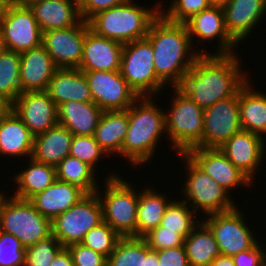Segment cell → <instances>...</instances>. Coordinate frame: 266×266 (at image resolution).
I'll return each mask as SVG.
<instances>
[{"label": "cell", "instance_id": "6da1fadb", "mask_svg": "<svg viewBox=\"0 0 266 266\" xmlns=\"http://www.w3.org/2000/svg\"><path fill=\"white\" fill-rule=\"evenodd\" d=\"M240 64L236 54H201L172 88L174 93L192 99L204 110L234 96L250 79Z\"/></svg>", "mask_w": 266, "mask_h": 266}, {"label": "cell", "instance_id": "7a4b0ae2", "mask_svg": "<svg viewBox=\"0 0 266 266\" xmlns=\"http://www.w3.org/2000/svg\"><path fill=\"white\" fill-rule=\"evenodd\" d=\"M146 38L154 50L155 72L167 85L188 72L201 54H210L204 48L191 50L194 46L185 23L170 22L161 14L152 22Z\"/></svg>", "mask_w": 266, "mask_h": 266}, {"label": "cell", "instance_id": "3957f363", "mask_svg": "<svg viewBox=\"0 0 266 266\" xmlns=\"http://www.w3.org/2000/svg\"><path fill=\"white\" fill-rule=\"evenodd\" d=\"M127 111L129 124L121 156L134 166L144 165L154 158L156 145L166 134L165 111L157 107L152 97H139Z\"/></svg>", "mask_w": 266, "mask_h": 266}, {"label": "cell", "instance_id": "277c9868", "mask_svg": "<svg viewBox=\"0 0 266 266\" xmlns=\"http://www.w3.org/2000/svg\"><path fill=\"white\" fill-rule=\"evenodd\" d=\"M156 5L149 10L127 0L96 13L87 22L95 34L124 45L146 38L152 22L160 15V5Z\"/></svg>", "mask_w": 266, "mask_h": 266}, {"label": "cell", "instance_id": "5b68a950", "mask_svg": "<svg viewBox=\"0 0 266 266\" xmlns=\"http://www.w3.org/2000/svg\"><path fill=\"white\" fill-rule=\"evenodd\" d=\"M109 175L104 180L105 192L101 193L100 189L96 191L102 205L103 221L121 237L137 238L139 192L132 182L120 178L119 174L111 172Z\"/></svg>", "mask_w": 266, "mask_h": 266}, {"label": "cell", "instance_id": "8992f818", "mask_svg": "<svg viewBox=\"0 0 266 266\" xmlns=\"http://www.w3.org/2000/svg\"><path fill=\"white\" fill-rule=\"evenodd\" d=\"M4 194L0 191L1 231L15 236L25 248L52 234L51 220L39 213L29 200Z\"/></svg>", "mask_w": 266, "mask_h": 266}, {"label": "cell", "instance_id": "52a82bcc", "mask_svg": "<svg viewBox=\"0 0 266 266\" xmlns=\"http://www.w3.org/2000/svg\"><path fill=\"white\" fill-rule=\"evenodd\" d=\"M174 95L171 110L165 111L166 135L175 152L186 153L191 148L202 147L204 110L192 99Z\"/></svg>", "mask_w": 266, "mask_h": 266}, {"label": "cell", "instance_id": "ba28073f", "mask_svg": "<svg viewBox=\"0 0 266 266\" xmlns=\"http://www.w3.org/2000/svg\"><path fill=\"white\" fill-rule=\"evenodd\" d=\"M153 47L147 38L123 45L120 72L139 97H152L165 84L156 74Z\"/></svg>", "mask_w": 266, "mask_h": 266}, {"label": "cell", "instance_id": "9c48e42d", "mask_svg": "<svg viewBox=\"0 0 266 266\" xmlns=\"http://www.w3.org/2000/svg\"><path fill=\"white\" fill-rule=\"evenodd\" d=\"M187 167L186 181L182 194L185 201L195 212L206 214L223 213L237 205L223 187L201 170L185 153H179ZM191 202V203H190Z\"/></svg>", "mask_w": 266, "mask_h": 266}, {"label": "cell", "instance_id": "30bf717a", "mask_svg": "<svg viewBox=\"0 0 266 266\" xmlns=\"http://www.w3.org/2000/svg\"><path fill=\"white\" fill-rule=\"evenodd\" d=\"M103 222V210L96 193L86 194L80 201L51 221L52 235L63 247L81 243L93 227Z\"/></svg>", "mask_w": 266, "mask_h": 266}, {"label": "cell", "instance_id": "8fae6325", "mask_svg": "<svg viewBox=\"0 0 266 266\" xmlns=\"http://www.w3.org/2000/svg\"><path fill=\"white\" fill-rule=\"evenodd\" d=\"M223 212L204 215L203 220L212 230L220 255L233 256L241 251L253 248L257 243L254 234L249 229L243 213L237 209Z\"/></svg>", "mask_w": 266, "mask_h": 266}, {"label": "cell", "instance_id": "7c38bea8", "mask_svg": "<svg viewBox=\"0 0 266 266\" xmlns=\"http://www.w3.org/2000/svg\"><path fill=\"white\" fill-rule=\"evenodd\" d=\"M0 38L4 49L22 53L42 45V31L29 7H5L1 16Z\"/></svg>", "mask_w": 266, "mask_h": 266}, {"label": "cell", "instance_id": "4fadbf2b", "mask_svg": "<svg viewBox=\"0 0 266 266\" xmlns=\"http://www.w3.org/2000/svg\"><path fill=\"white\" fill-rule=\"evenodd\" d=\"M92 101L102 111L127 110L139 96L120 71H83Z\"/></svg>", "mask_w": 266, "mask_h": 266}, {"label": "cell", "instance_id": "5bb4252c", "mask_svg": "<svg viewBox=\"0 0 266 266\" xmlns=\"http://www.w3.org/2000/svg\"><path fill=\"white\" fill-rule=\"evenodd\" d=\"M241 130L239 91L204 109L202 147L219 148Z\"/></svg>", "mask_w": 266, "mask_h": 266}, {"label": "cell", "instance_id": "9a60e30c", "mask_svg": "<svg viewBox=\"0 0 266 266\" xmlns=\"http://www.w3.org/2000/svg\"><path fill=\"white\" fill-rule=\"evenodd\" d=\"M86 21L76 26L42 33V46L58 68H79L83 57Z\"/></svg>", "mask_w": 266, "mask_h": 266}, {"label": "cell", "instance_id": "2e32d148", "mask_svg": "<svg viewBox=\"0 0 266 266\" xmlns=\"http://www.w3.org/2000/svg\"><path fill=\"white\" fill-rule=\"evenodd\" d=\"M33 136L58 125L57 106L46 91L21 93L10 105Z\"/></svg>", "mask_w": 266, "mask_h": 266}, {"label": "cell", "instance_id": "e0dca14e", "mask_svg": "<svg viewBox=\"0 0 266 266\" xmlns=\"http://www.w3.org/2000/svg\"><path fill=\"white\" fill-rule=\"evenodd\" d=\"M185 154L228 193L241 184L245 187L253 185L219 148L196 147Z\"/></svg>", "mask_w": 266, "mask_h": 266}, {"label": "cell", "instance_id": "ac0fdd59", "mask_svg": "<svg viewBox=\"0 0 266 266\" xmlns=\"http://www.w3.org/2000/svg\"><path fill=\"white\" fill-rule=\"evenodd\" d=\"M265 141L259 135L241 130L228 139L219 149L253 182L255 180L253 179L254 175L259 172L257 169L265 158Z\"/></svg>", "mask_w": 266, "mask_h": 266}, {"label": "cell", "instance_id": "d6986e66", "mask_svg": "<svg viewBox=\"0 0 266 266\" xmlns=\"http://www.w3.org/2000/svg\"><path fill=\"white\" fill-rule=\"evenodd\" d=\"M192 45L195 38L200 40L218 41V49L213 54H235L234 48L237 42L229 35L224 20V13L221 7L211 6L198 14L193 15L185 22ZM220 41V42H219Z\"/></svg>", "mask_w": 266, "mask_h": 266}, {"label": "cell", "instance_id": "ffe728a7", "mask_svg": "<svg viewBox=\"0 0 266 266\" xmlns=\"http://www.w3.org/2000/svg\"><path fill=\"white\" fill-rule=\"evenodd\" d=\"M123 44L99 36L90 30L86 21L81 71H120Z\"/></svg>", "mask_w": 266, "mask_h": 266}, {"label": "cell", "instance_id": "44dd1931", "mask_svg": "<svg viewBox=\"0 0 266 266\" xmlns=\"http://www.w3.org/2000/svg\"><path fill=\"white\" fill-rule=\"evenodd\" d=\"M225 27L229 35L239 44L266 14L265 0H232L223 7ZM263 16V17H262Z\"/></svg>", "mask_w": 266, "mask_h": 266}, {"label": "cell", "instance_id": "7402d4cb", "mask_svg": "<svg viewBox=\"0 0 266 266\" xmlns=\"http://www.w3.org/2000/svg\"><path fill=\"white\" fill-rule=\"evenodd\" d=\"M21 93L29 91H46L50 79L58 67L41 45L20 53Z\"/></svg>", "mask_w": 266, "mask_h": 266}, {"label": "cell", "instance_id": "603a6c76", "mask_svg": "<svg viewBox=\"0 0 266 266\" xmlns=\"http://www.w3.org/2000/svg\"><path fill=\"white\" fill-rule=\"evenodd\" d=\"M86 193L78 186L56 179L45 190L29 199L35 209L51 221L69 210Z\"/></svg>", "mask_w": 266, "mask_h": 266}, {"label": "cell", "instance_id": "cb8c5ba5", "mask_svg": "<svg viewBox=\"0 0 266 266\" xmlns=\"http://www.w3.org/2000/svg\"><path fill=\"white\" fill-rule=\"evenodd\" d=\"M42 31L76 26L81 20L79 0H42L29 6Z\"/></svg>", "mask_w": 266, "mask_h": 266}, {"label": "cell", "instance_id": "d4e9b609", "mask_svg": "<svg viewBox=\"0 0 266 266\" xmlns=\"http://www.w3.org/2000/svg\"><path fill=\"white\" fill-rule=\"evenodd\" d=\"M46 92L57 107L68 101L93 102L84 72L78 68H58Z\"/></svg>", "mask_w": 266, "mask_h": 266}, {"label": "cell", "instance_id": "484cf974", "mask_svg": "<svg viewBox=\"0 0 266 266\" xmlns=\"http://www.w3.org/2000/svg\"><path fill=\"white\" fill-rule=\"evenodd\" d=\"M34 136L10 107L0 119V155L32 157Z\"/></svg>", "mask_w": 266, "mask_h": 266}, {"label": "cell", "instance_id": "4316f807", "mask_svg": "<svg viewBox=\"0 0 266 266\" xmlns=\"http://www.w3.org/2000/svg\"><path fill=\"white\" fill-rule=\"evenodd\" d=\"M58 124L76 136H94L103 111L93 102L68 101L57 107Z\"/></svg>", "mask_w": 266, "mask_h": 266}, {"label": "cell", "instance_id": "83f0119b", "mask_svg": "<svg viewBox=\"0 0 266 266\" xmlns=\"http://www.w3.org/2000/svg\"><path fill=\"white\" fill-rule=\"evenodd\" d=\"M72 139L73 134L58 124L34 136L32 158L37 162L56 167L69 156Z\"/></svg>", "mask_w": 266, "mask_h": 266}, {"label": "cell", "instance_id": "f1b7e54d", "mask_svg": "<svg viewBox=\"0 0 266 266\" xmlns=\"http://www.w3.org/2000/svg\"><path fill=\"white\" fill-rule=\"evenodd\" d=\"M250 79L239 90L240 123L242 130L266 136V93L255 91Z\"/></svg>", "mask_w": 266, "mask_h": 266}, {"label": "cell", "instance_id": "f546056e", "mask_svg": "<svg viewBox=\"0 0 266 266\" xmlns=\"http://www.w3.org/2000/svg\"><path fill=\"white\" fill-rule=\"evenodd\" d=\"M128 124L127 110L103 111L94 137L108 157L111 153L112 155L119 154L121 156Z\"/></svg>", "mask_w": 266, "mask_h": 266}, {"label": "cell", "instance_id": "4dcf8cb0", "mask_svg": "<svg viewBox=\"0 0 266 266\" xmlns=\"http://www.w3.org/2000/svg\"><path fill=\"white\" fill-rule=\"evenodd\" d=\"M28 168L18 172L14 179L17 187L12 196L29 200L35 194L45 190L56 180V167L40 163L32 157L28 159Z\"/></svg>", "mask_w": 266, "mask_h": 266}, {"label": "cell", "instance_id": "1f68e13d", "mask_svg": "<svg viewBox=\"0 0 266 266\" xmlns=\"http://www.w3.org/2000/svg\"><path fill=\"white\" fill-rule=\"evenodd\" d=\"M184 247L189 266H209L220 255L212 230L202 220L185 238Z\"/></svg>", "mask_w": 266, "mask_h": 266}, {"label": "cell", "instance_id": "d6a6232c", "mask_svg": "<svg viewBox=\"0 0 266 266\" xmlns=\"http://www.w3.org/2000/svg\"><path fill=\"white\" fill-rule=\"evenodd\" d=\"M170 202L171 200H168L165 194L158 193L153 187L140 191L137 206V238H142L149 231L160 226Z\"/></svg>", "mask_w": 266, "mask_h": 266}, {"label": "cell", "instance_id": "836d02e7", "mask_svg": "<svg viewBox=\"0 0 266 266\" xmlns=\"http://www.w3.org/2000/svg\"><path fill=\"white\" fill-rule=\"evenodd\" d=\"M94 173L91 166L70 155L56 166V179L76 185L86 194L96 193L99 188Z\"/></svg>", "mask_w": 266, "mask_h": 266}, {"label": "cell", "instance_id": "e575fe53", "mask_svg": "<svg viewBox=\"0 0 266 266\" xmlns=\"http://www.w3.org/2000/svg\"><path fill=\"white\" fill-rule=\"evenodd\" d=\"M18 52L3 49L0 53V99L9 106L21 94Z\"/></svg>", "mask_w": 266, "mask_h": 266}, {"label": "cell", "instance_id": "d590c367", "mask_svg": "<svg viewBox=\"0 0 266 266\" xmlns=\"http://www.w3.org/2000/svg\"><path fill=\"white\" fill-rule=\"evenodd\" d=\"M107 266H146V242L142 238L122 237L107 258Z\"/></svg>", "mask_w": 266, "mask_h": 266}, {"label": "cell", "instance_id": "8d00e7d4", "mask_svg": "<svg viewBox=\"0 0 266 266\" xmlns=\"http://www.w3.org/2000/svg\"><path fill=\"white\" fill-rule=\"evenodd\" d=\"M185 201H171L167 206L160 226L164 230L175 231L186 238L201 221L194 218L196 212Z\"/></svg>", "mask_w": 266, "mask_h": 266}, {"label": "cell", "instance_id": "74e56055", "mask_svg": "<svg viewBox=\"0 0 266 266\" xmlns=\"http://www.w3.org/2000/svg\"><path fill=\"white\" fill-rule=\"evenodd\" d=\"M121 238L115 230L103 221L86 233L81 244L108 258Z\"/></svg>", "mask_w": 266, "mask_h": 266}, {"label": "cell", "instance_id": "f35d334b", "mask_svg": "<svg viewBox=\"0 0 266 266\" xmlns=\"http://www.w3.org/2000/svg\"><path fill=\"white\" fill-rule=\"evenodd\" d=\"M63 248L51 234L38 243L26 247L24 266H51L57 253Z\"/></svg>", "mask_w": 266, "mask_h": 266}, {"label": "cell", "instance_id": "ab89813d", "mask_svg": "<svg viewBox=\"0 0 266 266\" xmlns=\"http://www.w3.org/2000/svg\"><path fill=\"white\" fill-rule=\"evenodd\" d=\"M211 6L210 0H172L166 10L160 4V14L170 22L185 23L193 15Z\"/></svg>", "mask_w": 266, "mask_h": 266}, {"label": "cell", "instance_id": "60d3db41", "mask_svg": "<svg viewBox=\"0 0 266 266\" xmlns=\"http://www.w3.org/2000/svg\"><path fill=\"white\" fill-rule=\"evenodd\" d=\"M69 155L78 158L96 170L97 162L103 156H107V153L100 147L94 136L73 135Z\"/></svg>", "mask_w": 266, "mask_h": 266}, {"label": "cell", "instance_id": "b9f144b4", "mask_svg": "<svg viewBox=\"0 0 266 266\" xmlns=\"http://www.w3.org/2000/svg\"><path fill=\"white\" fill-rule=\"evenodd\" d=\"M25 246L12 234L0 230V266H24Z\"/></svg>", "mask_w": 266, "mask_h": 266}, {"label": "cell", "instance_id": "7bdbcfd3", "mask_svg": "<svg viewBox=\"0 0 266 266\" xmlns=\"http://www.w3.org/2000/svg\"><path fill=\"white\" fill-rule=\"evenodd\" d=\"M142 239L150 249L155 251L184 246L185 240L182 235L175 231L164 230L161 226L149 231Z\"/></svg>", "mask_w": 266, "mask_h": 266}, {"label": "cell", "instance_id": "ee69618b", "mask_svg": "<svg viewBox=\"0 0 266 266\" xmlns=\"http://www.w3.org/2000/svg\"><path fill=\"white\" fill-rule=\"evenodd\" d=\"M71 253L74 266H107V257L93 251L81 243L67 247Z\"/></svg>", "mask_w": 266, "mask_h": 266}, {"label": "cell", "instance_id": "f6af8a7d", "mask_svg": "<svg viewBox=\"0 0 266 266\" xmlns=\"http://www.w3.org/2000/svg\"><path fill=\"white\" fill-rule=\"evenodd\" d=\"M127 0H79V12L82 20L88 21L96 13L121 5Z\"/></svg>", "mask_w": 266, "mask_h": 266}, {"label": "cell", "instance_id": "bcb514c9", "mask_svg": "<svg viewBox=\"0 0 266 266\" xmlns=\"http://www.w3.org/2000/svg\"><path fill=\"white\" fill-rule=\"evenodd\" d=\"M261 242L257 243L253 248L241 251L232 256L235 266H263L266 255V247ZM265 249V250H264Z\"/></svg>", "mask_w": 266, "mask_h": 266}, {"label": "cell", "instance_id": "7dc6e473", "mask_svg": "<svg viewBox=\"0 0 266 266\" xmlns=\"http://www.w3.org/2000/svg\"><path fill=\"white\" fill-rule=\"evenodd\" d=\"M159 266H189L184 246L157 251Z\"/></svg>", "mask_w": 266, "mask_h": 266}, {"label": "cell", "instance_id": "c3c4849f", "mask_svg": "<svg viewBox=\"0 0 266 266\" xmlns=\"http://www.w3.org/2000/svg\"><path fill=\"white\" fill-rule=\"evenodd\" d=\"M51 266H74L71 253L67 247H63L57 253Z\"/></svg>", "mask_w": 266, "mask_h": 266}, {"label": "cell", "instance_id": "681fc988", "mask_svg": "<svg viewBox=\"0 0 266 266\" xmlns=\"http://www.w3.org/2000/svg\"><path fill=\"white\" fill-rule=\"evenodd\" d=\"M209 266H235L232 256H217Z\"/></svg>", "mask_w": 266, "mask_h": 266}, {"label": "cell", "instance_id": "f907efd6", "mask_svg": "<svg viewBox=\"0 0 266 266\" xmlns=\"http://www.w3.org/2000/svg\"><path fill=\"white\" fill-rule=\"evenodd\" d=\"M146 266H159L157 251L150 249L146 244Z\"/></svg>", "mask_w": 266, "mask_h": 266}, {"label": "cell", "instance_id": "816d5d0a", "mask_svg": "<svg viewBox=\"0 0 266 266\" xmlns=\"http://www.w3.org/2000/svg\"><path fill=\"white\" fill-rule=\"evenodd\" d=\"M39 1L42 0H15V5L29 7Z\"/></svg>", "mask_w": 266, "mask_h": 266}, {"label": "cell", "instance_id": "f5cc1de1", "mask_svg": "<svg viewBox=\"0 0 266 266\" xmlns=\"http://www.w3.org/2000/svg\"><path fill=\"white\" fill-rule=\"evenodd\" d=\"M232 0H210L212 6L215 7H225L227 6Z\"/></svg>", "mask_w": 266, "mask_h": 266}, {"label": "cell", "instance_id": "db71d44e", "mask_svg": "<svg viewBox=\"0 0 266 266\" xmlns=\"http://www.w3.org/2000/svg\"><path fill=\"white\" fill-rule=\"evenodd\" d=\"M15 5V0H0V7L5 8Z\"/></svg>", "mask_w": 266, "mask_h": 266}, {"label": "cell", "instance_id": "11a10c76", "mask_svg": "<svg viewBox=\"0 0 266 266\" xmlns=\"http://www.w3.org/2000/svg\"><path fill=\"white\" fill-rule=\"evenodd\" d=\"M10 106H0V119L2 115L5 113V111L9 108Z\"/></svg>", "mask_w": 266, "mask_h": 266}, {"label": "cell", "instance_id": "9f6ffc18", "mask_svg": "<svg viewBox=\"0 0 266 266\" xmlns=\"http://www.w3.org/2000/svg\"><path fill=\"white\" fill-rule=\"evenodd\" d=\"M3 49H4V46H3V43H2L1 38H0V53L2 52Z\"/></svg>", "mask_w": 266, "mask_h": 266}, {"label": "cell", "instance_id": "6f0895ef", "mask_svg": "<svg viewBox=\"0 0 266 266\" xmlns=\"http://www.w3.org/2000/svg\"><path fill=\"white\" fill-rule=\"evenodd\" d=\"M3 9L2 7H0V27H1V16H2V13H3Z\"/></svg>", "mask_w": 266, "mask_h": 266}, {"label": "cell", "instance_id": "680465c9", "mask_svg": "<svg viewBox=\"0 0 266 266\" xmlns=\"http://www.w3.org/2000/svg\"><path fill=\"white\" fill-rule=\"evenodd\" d=\"M0 106H9L7 103L3 102L1 99H0Z\"/></svg>", "mask_w": 266, "mask_h": 266}, {"label": "cell", "instance_id": "91938a15", "mask_svg": "<svg viewBox=\"0 0 266 266\" xmlns=\"http://www.w3.org/2000/svg\"><path fill=\"white\" fill-rule=\"evenodd\" d=\"M263 266H266V255H265V258H264Z\"/></svg>", "mask_w": 266, "mask_h": 266}]
</instances>
